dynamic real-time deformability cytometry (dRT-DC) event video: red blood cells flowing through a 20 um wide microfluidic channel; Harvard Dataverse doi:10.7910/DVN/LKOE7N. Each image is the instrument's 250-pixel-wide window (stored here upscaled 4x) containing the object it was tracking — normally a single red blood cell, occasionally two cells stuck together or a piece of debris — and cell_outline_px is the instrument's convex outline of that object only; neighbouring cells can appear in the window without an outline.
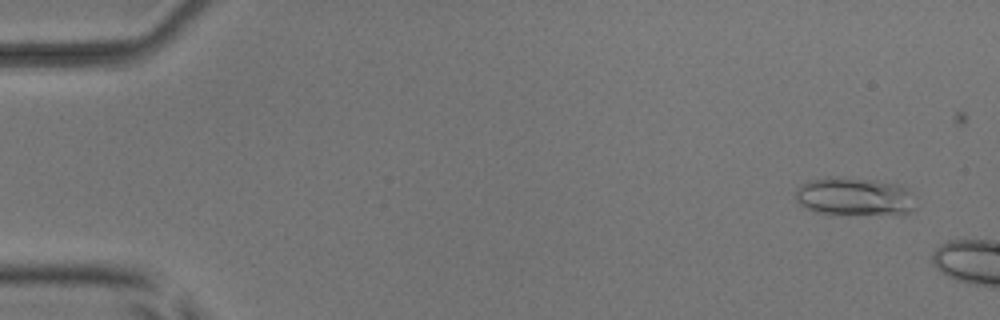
{"species": "common noctule bat (a hibernating species)", "species_latin": "Nyctalus noctula", "temperature_condition": "room temperature", "stored_images_in_passage": 4, "camera_frame_rate_fps": 3000, "um_per_image_px": 0.085, "animal": {"sex": "male", "body_mass_g": 17.9, "forearm_length_mm": 54.2}, "frame": {"image": 1, "passage_image": 1, "time_ms": 0.0, "image_size_px": [1000, 320], "cell_outline_px": [[916, 208], [912, 212], [904, 216], [900, 216], [816, 212], [800, 204], [796, 200], [796, 188], [800, 184], [812, 180], [828, 176], [832, 176], [872, 180], [900, 184], [904, 188]], "centroid_in_image_um": [72.64, 16.73], "position_along_channel_um": 12.4, "area_um2": 26.82}}